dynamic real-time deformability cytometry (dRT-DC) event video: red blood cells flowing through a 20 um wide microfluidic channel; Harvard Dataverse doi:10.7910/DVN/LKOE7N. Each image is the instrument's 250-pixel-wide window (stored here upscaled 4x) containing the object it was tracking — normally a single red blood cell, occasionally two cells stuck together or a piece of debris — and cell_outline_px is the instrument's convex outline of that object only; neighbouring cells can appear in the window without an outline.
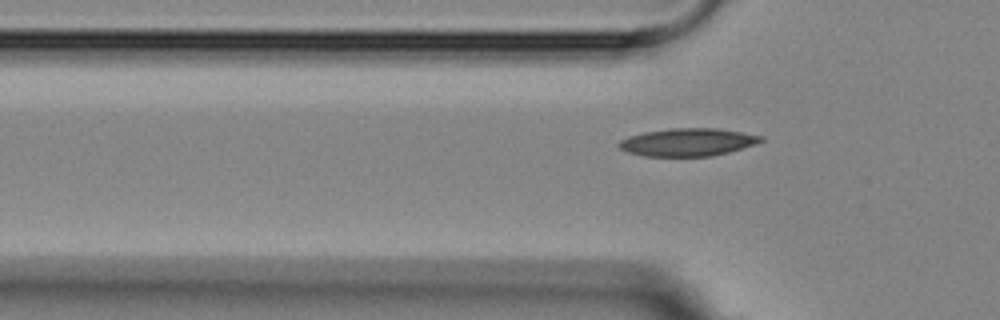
{"species": "Egyptian fruit bat (a non-hibernating species)", "species_latin": "Rousettus aegyptiacus", "temperature_condition": "room temperature", "stored_images_in_passage": 5, "camera_frame_rate_fps": 3000, "um_per_image_px": 0.085, "animal": {"sex": "female"}, "frame": {"image": 1, "passage_image": 5, "time_ms": 6.333, "image_size_px": [1000, 320], "cell_outline_px": [[764, 140], [756, 144], [728, 152], [712, 156], [644, 156], [628, 152], [620, 148], [616, 144], [620, 140], [628, 136], [644, 132], [672, 128], [716, 128], [764, 136]], "centroid_in_image_um": [58.44, 12.08], "position_along_channel_um": 67.4, "area_um2": 22.95}}